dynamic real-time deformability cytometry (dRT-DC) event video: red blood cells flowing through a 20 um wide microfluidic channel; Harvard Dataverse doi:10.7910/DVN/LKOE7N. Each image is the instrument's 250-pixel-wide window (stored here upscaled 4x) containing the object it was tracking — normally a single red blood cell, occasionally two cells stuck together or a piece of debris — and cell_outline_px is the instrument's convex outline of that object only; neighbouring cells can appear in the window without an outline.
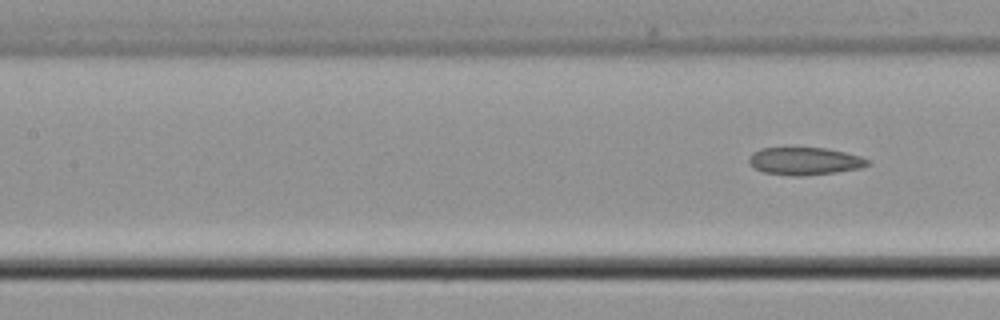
{"species": "common noctule bat (a hibernating species)", "species_latin": "Nyctalus noctula", "temperature_condition": "cold", "stored_images_in_passage": 8, "segment_of_instrument_passage": [2, 2], "camera_frame_rate_fps": 3000, "um_per_image_px": 0.085, "animal": {"sex": "male", "body_mass_g": 21.5, "forearm_length_mm": 52.0}, "frame": {"image": 1, "passage_image": 8, "time_ms": 9.333, "image_size_px": [1000, 320], "cell_outline_px": [[868, 164], [860, 168], [836, 172], [800, 176], [792, 176], [764, 172], [756, 168], [748, 160], [752, 152], [760, 148], [828, 148], [860, 156], [868, 160]], "centroid_in_image_um": [68.39, 13.69], "position_along_channel_um": 139.0, "area_um2": 18.84}}